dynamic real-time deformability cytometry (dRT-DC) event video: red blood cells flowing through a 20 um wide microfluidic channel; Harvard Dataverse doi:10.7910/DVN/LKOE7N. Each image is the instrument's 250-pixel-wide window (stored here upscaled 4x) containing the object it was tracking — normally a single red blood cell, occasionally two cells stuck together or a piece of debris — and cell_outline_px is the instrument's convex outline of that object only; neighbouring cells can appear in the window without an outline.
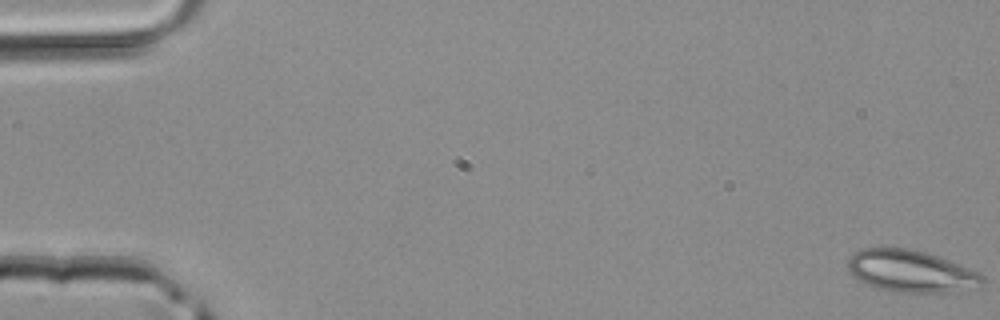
{"species": "common noctule bat (a hibernating species)", "species_latin": "Nyctalus noctula", "temperature_condition": "room temperature", "stored_images_in_passage": 48, "camera_frame_rate_fps": 3000, "um_per_image_px": 0.085, "animal": {"sex": "male", "body_mass_g": 20.4}, "frame": {"image": 1, "passage_image": 1, "time_ms": 0.0, "image_size_px": [1000, 320], "cell_outline_px": [[984, 284], [980, 288], [952, 292], [900, 292], [880, 288], [868, 284], [860, 280], [848, 268], [848, 260], [852, 252], [860, 248], [908, 248], [924, 252], [948, 260], [980, 272], [984, 276]], "centroid_in_image_um": [77.5, 23.05], "position_along_channel_um": 7.5, "area_um2": 32.83}}
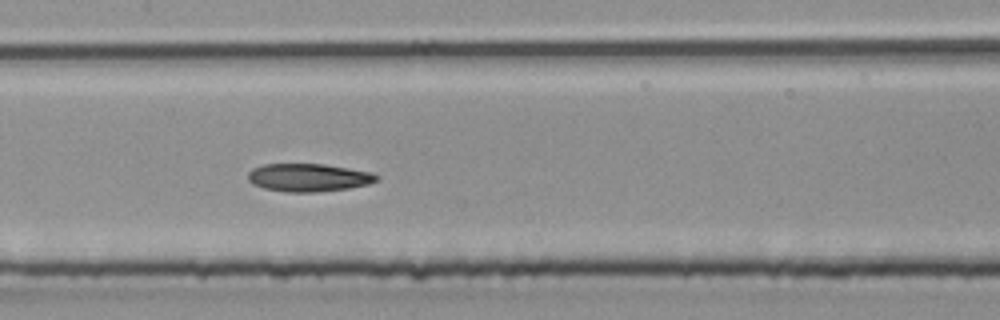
{"frame": {"image": 2, "passage_image": 24, "time_ms": 7.667, "image_size_px": [1000, 320], "cell_outline_px": [[380, 176], [376, 180], [368, 184], [348, 188], [316, 192], [288, 192], [264, 188], [252, 184], [248, 180], [248, 172], [252, 168], [264, 164], [324, 164], [372, 172]], "centroid_in_image_um": [26.2, 15.09], "position_along_channel_um": 181.2, "area_um2": 20.92}}
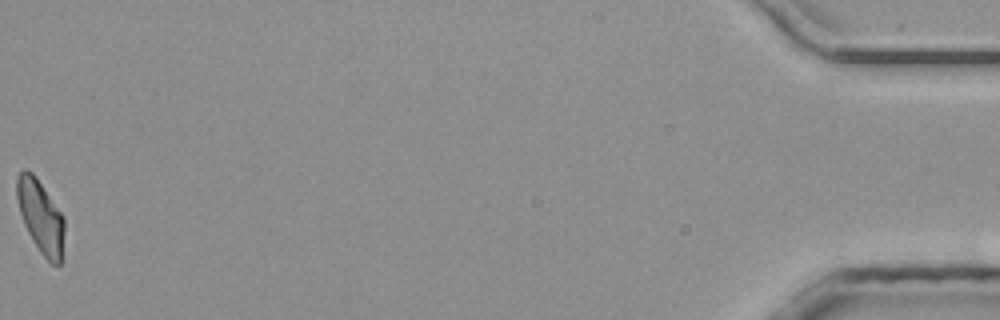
{"frame": {"image": 3, "passage_image": 48, "time_ms": 15.667, "image_size_px": [1000, 320], "cell_outline_px": [[64, 232], [60, 264], [52, 264], [40, 252], [32, 240], [24, 224], [20, 212], [16, 196], [16, 176], [24, 168], [32, 172], [36, 176], [64, 216]], "centroid_in_image_um": [3.44, 18.36], "position_along_channel_um": 431.8, "area_um2": 20.17}}